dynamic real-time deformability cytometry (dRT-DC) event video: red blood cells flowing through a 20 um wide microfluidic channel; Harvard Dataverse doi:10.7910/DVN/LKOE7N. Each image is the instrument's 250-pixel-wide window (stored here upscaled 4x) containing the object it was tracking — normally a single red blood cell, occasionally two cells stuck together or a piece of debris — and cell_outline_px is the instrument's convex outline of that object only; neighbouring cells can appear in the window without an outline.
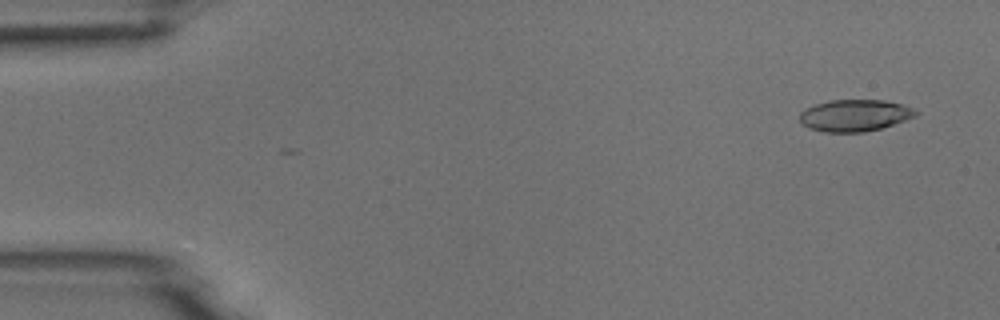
{"species": "common noctule bat (a hibernating species)", "species_latin": "Nyctalus noctula", "temperature_condition": "room temperature", "stored_images_in_passage": 5, "camera_frame_rate_fps": 3000, "um_per_image_px": 0.085, "animal": {"sex": "male", "body_mass_g": 18.8}, "frame": {"image": 1, "passage_image": 1, "time_ms": 0.0, "image_size_px": [1000, 320], "cell_outline_px": [[920, 112], [916, 116], [880, 128], [864, 132], [824, 132], [808, 128], [800, 124], [800, 112], [804, 108], [828, 100], [884, 100], [900, 104], [912, 108]], "centroid_in_image_um": [72.6, 9.81], "position_along_channel_um": 12.4, "area_um2": 21.5}}
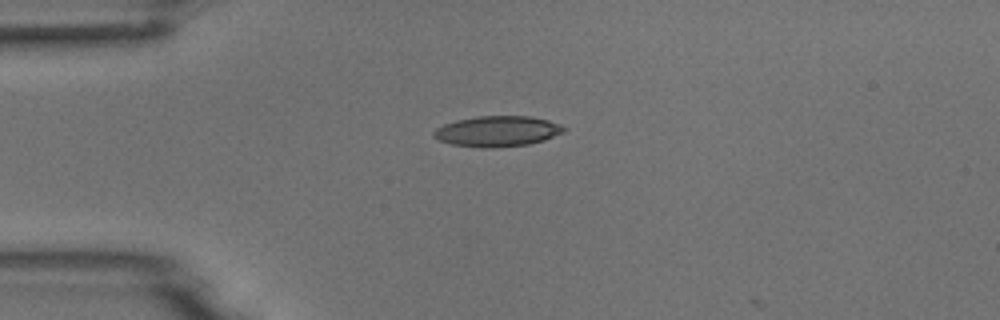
{"frame": {"image": 2, "passage_image": 4, "time_ms": 1.0, "image_size_px": [1000, 320], "cell_outline_px": [[568, 128], [564, 132], [544, 140], [528, 144], [496, 148], [484, 148], [452, 144], [440, 140], [432, 136], [432, 132], [436, 128], [444, 124], [456, 120], [476, 116], [532, 116], [548, 120], [560, 124]], "centroid_in_image_um": [42.29, 11.15], "position_along_channel_um": 42.7, "area_um2": 23.35}}